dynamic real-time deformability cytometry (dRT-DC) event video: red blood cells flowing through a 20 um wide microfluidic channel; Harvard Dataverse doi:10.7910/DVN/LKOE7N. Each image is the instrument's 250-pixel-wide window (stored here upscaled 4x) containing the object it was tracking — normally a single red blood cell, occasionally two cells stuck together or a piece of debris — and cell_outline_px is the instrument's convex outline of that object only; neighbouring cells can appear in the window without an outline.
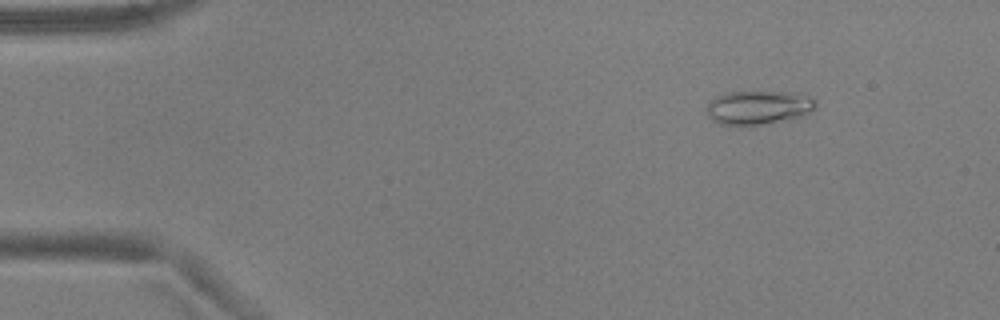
{"species": "common noctule bat (a hibernating species)", "species_latin": "Nyctalus noctula", "temperature_condition": "warm", "stored_images_in_passage": 3, "camera_frame_rate_fps": 3000, "um_per_image_px": 0.085, "animal": {"sex": "male", "body_mass_g": 17.9, "forearm_length_mm": 54.2}, "frame": {"image": 1, "passage_image": 3, "time_ms": 0.667, "image_size_px": [1000, 320], "cell_outline_px": [[816, 108], [804, 116], [788, 120], [760, 124], [720, 124], [712, 120], [708, 116], [704, 108], [716, 96], [728, 92], [796, 92], [812, 96], [816, 100]], "centroid_in_image_um": [64.51, 9.12], "position_along_channel_um": 20.5, "area_um2": 21.68}}